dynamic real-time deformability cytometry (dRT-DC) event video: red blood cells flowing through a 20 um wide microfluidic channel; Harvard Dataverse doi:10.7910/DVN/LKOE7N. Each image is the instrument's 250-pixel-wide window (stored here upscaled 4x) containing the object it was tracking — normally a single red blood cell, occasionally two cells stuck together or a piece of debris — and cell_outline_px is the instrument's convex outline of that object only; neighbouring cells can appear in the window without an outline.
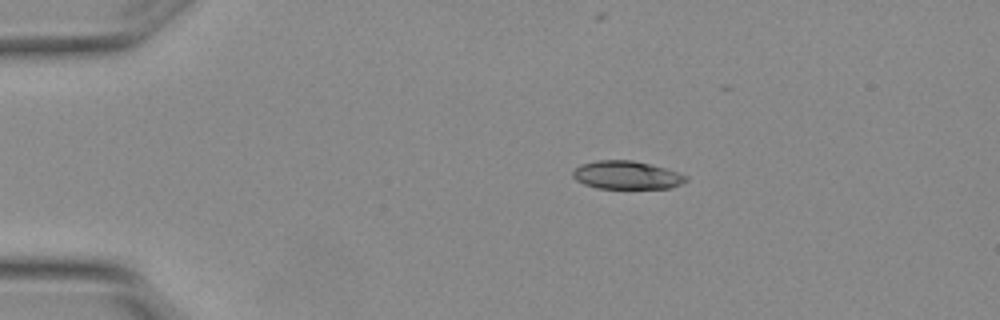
{"species": "Egyptian fruit bat (a non-hibernating species)", "species_latin": "Rousettus aegyptiacus", "temperature_condition": "warm", "stored_images_in_passage": 4, "camera_frame_rate_fps": 3000, "um_per_image_px": 0.085, "animal": {"sex": "female"}, "frame": {"image": 1, "passage_image": 1, "time_ms": 0.0, "image_size_px": [1000, 320], "cell_outline_px": [[688, 180], [680, 184], [668, 188], [596, 188], [584, 184], [576, 180], [572, 176], [572, 172], [580, 164], [596, 160], [632, 160], [664, 168], [688, 176]], "centroid_in_image_um": [53.23, 14.88], "position_along_channel_um": 31.8, "area_um2": 18.44}}
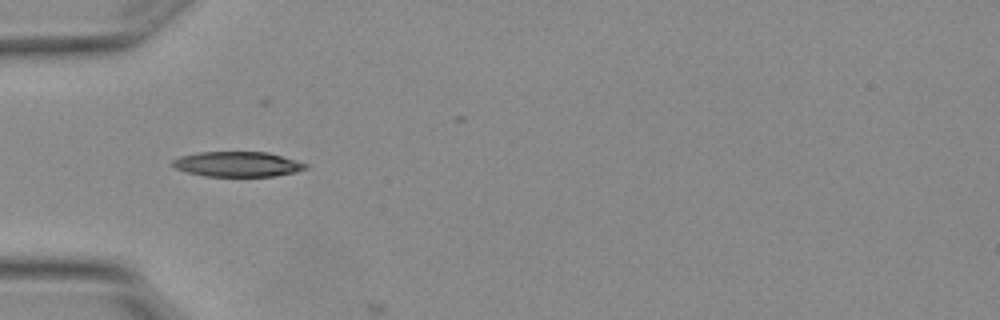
{"frame": {"image": 2, "passage_image": 3, "time_ms": 0.667, "image_size_px": [1000, 320], "cell_outline_px": [[308, 168], [296, 172], [272, 176], [204, 176], [188, 172], [176, 168], [172, 164], [172, 160], [180, 156], [200, 152], [268, 152], [296, 160], [308, 164]], "centroid_in_image_um": [20.21, 13.95], "position_along_channel_um": 64.8, "area_um2": 19.36}}